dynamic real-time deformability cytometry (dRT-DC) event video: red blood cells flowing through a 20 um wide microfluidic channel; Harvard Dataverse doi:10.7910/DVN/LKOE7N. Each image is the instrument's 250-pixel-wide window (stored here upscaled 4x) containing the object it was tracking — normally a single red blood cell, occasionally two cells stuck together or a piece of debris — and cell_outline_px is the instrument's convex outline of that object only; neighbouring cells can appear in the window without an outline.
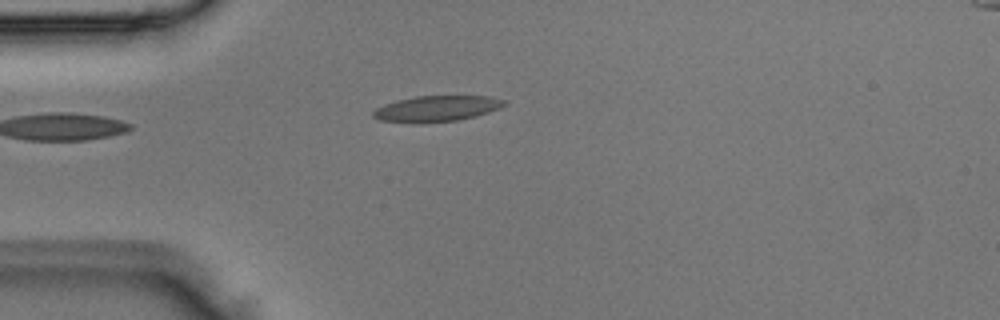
{"species": "Egyptian fruit bat (a non-hibernating species)", "species_latin": "Rousettus aegyptiacus", "temperature_condition": "room temperature", "stored_images_in_passage": 1, "camera_frame_rate_fps": 3000, "um_per_image_px": 0.085, "animal": {"sex": "male"}, "frame": {"image": 1, "passage_image": 1, "time_ms": 0.0, "image_size_px": [1000, 320], "cell_outline_px": [[508, 104], [488, 112], [476, 116], [460, 120], [412, 124], [380, 120], [372, 116], [372, 112], [376, 108], [384, 104], [396, 100], [416, 96], [488, 96], [504, 100]], "centroid_in_image_um": [37.07, 9.24], "position_along_channel_um": 47.9, "area_um2": 19.94}}